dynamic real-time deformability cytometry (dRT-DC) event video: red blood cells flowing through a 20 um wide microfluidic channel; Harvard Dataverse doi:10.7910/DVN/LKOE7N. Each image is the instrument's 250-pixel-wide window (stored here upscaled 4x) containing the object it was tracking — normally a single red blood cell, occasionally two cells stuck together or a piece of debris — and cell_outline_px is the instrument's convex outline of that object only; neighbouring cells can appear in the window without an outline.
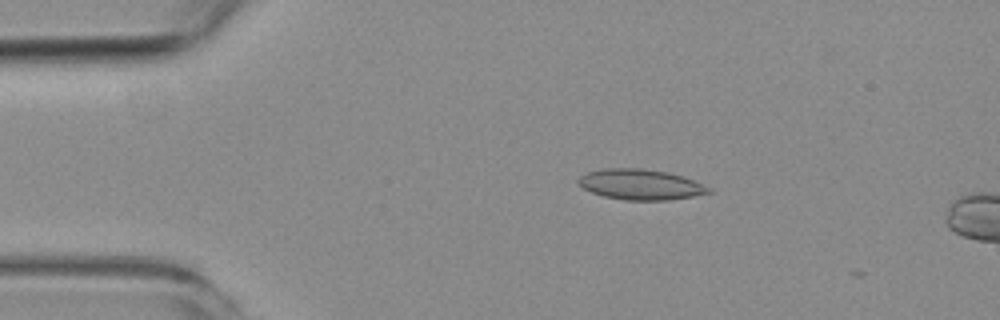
{"species": "common noctule bat (a hibernating species)", "species_latin": "Nyctalus noctula", "temperature_condition": "room temperature", "stored_images_in_passage": 4, "camera_frame_rate_fps": 3000, "um_per_image_px": 0.085, "animal": {"sex": "female", "body_mass_g": 19.3, "forearm_length_mm": 54.1}, "frame": {"image": 1, "passage_image": 3, "time_ms": 2.333, "image_size_px": [1000, 320], "cell_outline_px": [[712, 192], [692, 196], [668, 200], [624, 200], [604, 196], [592, 192], [576, 184], [576, 180], [580, 176], [588, 172], [604, 168], [644, 168], [668, 172], [684, 176], [712, 188]], "centroid_in_image_um": [54.44, 15.67], "position_along_channel_um": 30.6, "area_um2": 23.29}}